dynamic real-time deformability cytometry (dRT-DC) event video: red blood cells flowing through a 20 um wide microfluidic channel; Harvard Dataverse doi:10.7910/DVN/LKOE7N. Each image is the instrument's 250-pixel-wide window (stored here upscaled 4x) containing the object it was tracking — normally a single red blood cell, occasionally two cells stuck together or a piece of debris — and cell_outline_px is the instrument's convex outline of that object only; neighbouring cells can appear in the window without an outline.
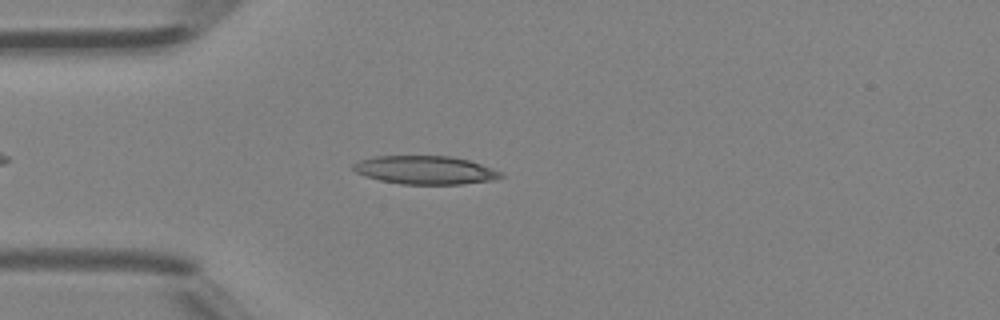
{"species": "Egyptian fruit bat (a non-hibernating species)", "species_latin": "Rousettus aegyptiacus", "temperature_condition": "room temperature", "stored_images_in_passage": 4, "camera_frame_rate_fps": 3000, "um_per_image_px": 0.085, "animal": {"sex": "female"}, "frame": {"image": 1, "passage_image": 4, "time_ms": 1.0, "image_size_px": [1000, 320], "cell_outline_px": [[504, 176], [492, 180], [460, 184], [400, 184], [380, 180], [364, 176], [356, 172], [352, 168], [352, 164], [360, 160], [376, 156], [448, 156], [468, 160], [504, 172]], "centroid_in_image_um": [36.13, 14.46], "position_along_channel_um": 48.9, "area_um2": 24.33}}